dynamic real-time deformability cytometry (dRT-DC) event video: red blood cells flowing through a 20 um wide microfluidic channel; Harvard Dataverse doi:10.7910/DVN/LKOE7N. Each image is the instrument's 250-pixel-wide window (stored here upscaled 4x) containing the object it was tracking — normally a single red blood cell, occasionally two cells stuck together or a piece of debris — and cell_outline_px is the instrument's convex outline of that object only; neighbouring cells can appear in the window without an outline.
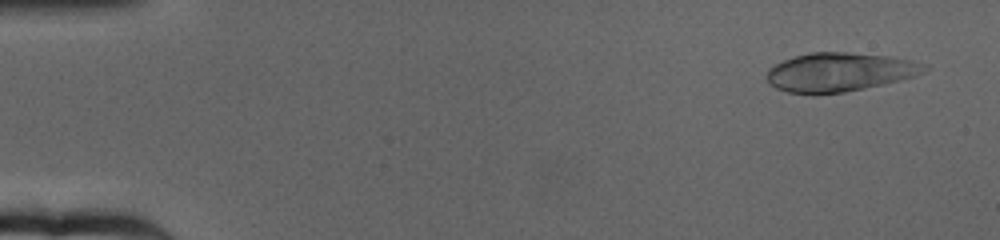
{"species": "human", "species_latin": "Homo sapiens", "temperature_condition": "cold", "stored_images_in_passage": 63, "camera_frame_rate_fps": 3000, "um_per_image_px": 0.085, "donor": {"sex": "female"}, "frame": {"image": 1, "passage_image": 3, "time_ms": 0.667, "image_size_px": [1000, 240], "cell_outline_px": [[928, 68], [924, 72], [900, 80], [884, 84], [844, 92], [816, 96], [788, 92], [776, 88], [768, 80], [768, 68], [784, 60], [796, 56], [812, 52], [848, 52], [892, 56], [912, 60], [928, 64]], "centroid_in_image_um": [71.38, 6.14], "position_along_channel_um": 13.6, "area_um2": 35.89}}
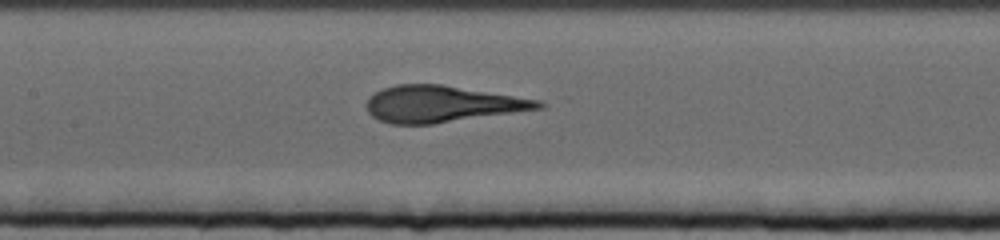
{"frame": {"image": 2, "passage_image": 30, "time_ms": 9.667, "image_size_px": [1000, 240], "cell_outline_px": [[548, 104], [544, 108], [432, 124], [392, 124], [380, 120], [372, 116], [368, 112], [364, 104], [368, 96], [384, 88], [396, 84], [440, 84], [540, 100]], "centroid_in_image_um": [37.54, 8.84], "position_along_channel_um": 169.9, "area_um2": 36.53}}
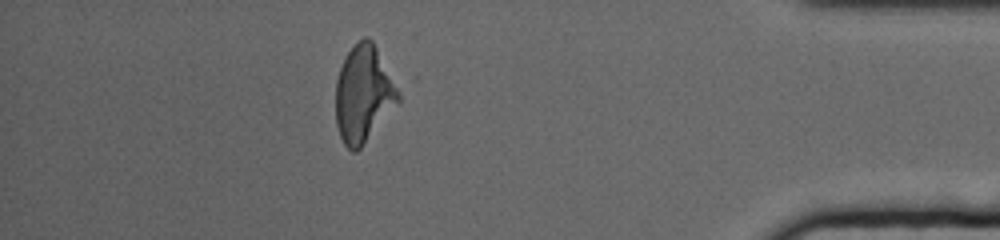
{"frame": {"image": 3, "passage_image": 56, "time_ms": 18.333, "image_size_px": [1000, 240], "cell_outline_px": [[400, 104], [360, 148], [356, 152], [352, 152], [344, 144], [340, 136], [336, 124], [336, 80], [340, 68], [348, 52], [364, 36], [368, 36], [372, 40], [400, 88]], "centroid_in_image_um": [30.94, 8.01], "position_along_channel_um": 404.3, "area_um2": 35.72}}